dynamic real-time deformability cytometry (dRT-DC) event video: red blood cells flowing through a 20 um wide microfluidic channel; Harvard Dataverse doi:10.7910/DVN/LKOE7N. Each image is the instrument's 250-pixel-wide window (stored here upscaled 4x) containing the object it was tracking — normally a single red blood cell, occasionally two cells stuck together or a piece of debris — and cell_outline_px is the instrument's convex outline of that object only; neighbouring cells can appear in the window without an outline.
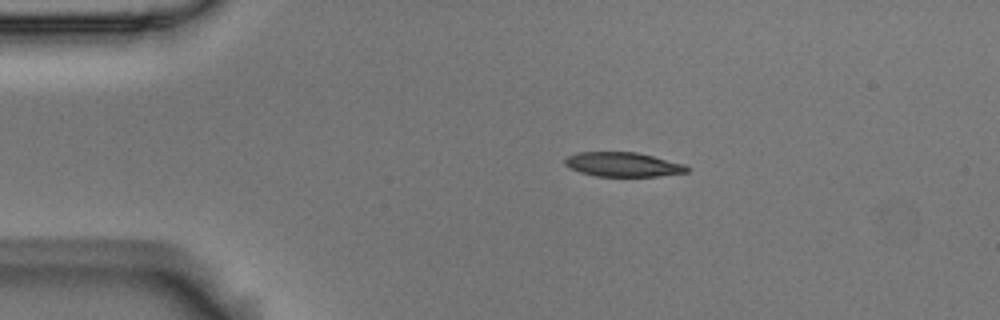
{"species": "Egyptian fruit bat (a non-hibernating species)", "species_latin": "Rousettus aegyptiacus", "temperature_condition": "room temperature", "stored_images_in_passage": 4, "camera_frame_rate_fps": 3000, "um_per_image_px": 0.085, "animal": {"sex": "male"}, "frame": {"image": 1, "passage_image": 1, "time_ms": 0.0, "image_size_px": [1000, 320], "cell_outline_px": [[692, 168], [688, 172], [656, 176], [596, 176], [580, 172], [564, 164], [564, 160], [568, 156], [580, 152], [636, 152], [684, 164]], "centroid_in_image_um": [52.97, 13.98], "position_along_channel_um": 32.0, "area_um2": 17.17}}
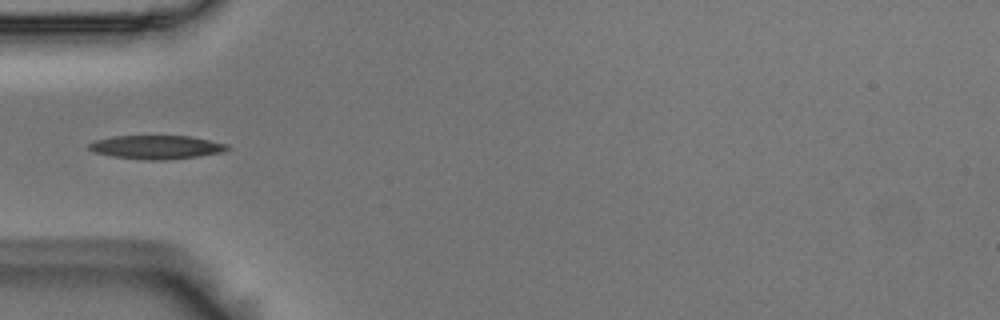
{"frame": {"image": 2, "passage_image": 3, "time_ms": 0.667, "image_size_px": [1000, 320], "cell_outline_px": [[232, 148], [224, 152], [200, 156], [164, 160], [148, 160], [112, 156], [96, 152], [88, 148], [88, 144], [96, 140], [112, 136], [192, 136], [228, 144]], "centroid_in_image_um": [13.36, 12.5], "position_along_channel_um": 71.6, "area_um2": 19.13}}
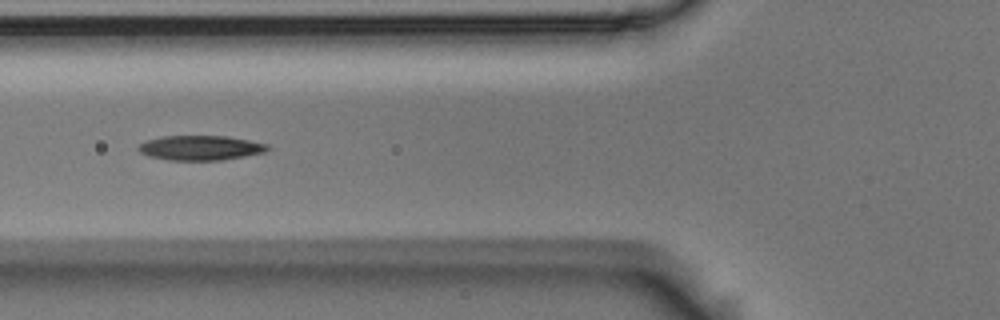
{"frame": {"image": 3, "passage_image": 4, "time_ms": 1.0, "image_size_px": [1000, 320], "cell_outline_px": [[268, 148], [264, 152], [224, 160], [168, 160], [148, 156], [140, 152], [136, 148], [140, 144], [148, 140], [160, 136], [228, 136], [268, 144]], "centroid_in_image_um": [17.01, 12.57], "position_along_channel_um": 108.8, "area_um2": 18.55}}